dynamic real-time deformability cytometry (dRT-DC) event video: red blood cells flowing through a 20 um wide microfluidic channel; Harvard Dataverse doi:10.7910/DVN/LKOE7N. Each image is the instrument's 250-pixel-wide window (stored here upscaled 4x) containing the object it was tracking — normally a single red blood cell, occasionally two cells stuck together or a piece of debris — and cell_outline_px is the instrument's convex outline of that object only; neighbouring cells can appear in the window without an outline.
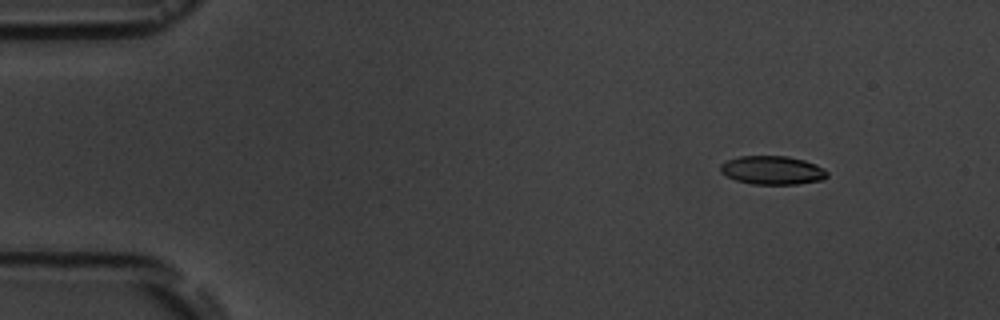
{"species": "common noctule bat (a hibernating species)", "species_latin": "Nyctalus noctula", "temperature_condition": "room temperature", "stored_images_in_passage": 5, "camera_frame_rate_fps": 3000, "um_per_image_px": 0.085, "animal": {"sex": "male", "body_mass_g": 19.5, "forearm_length_mm": 54.6}, "frame": {"image": 1, "passage_image": 2, "time_ms": 1.333, "image_size_px": [1000, 320], "cell_outline_px": [[828, 176], [824, 180], [796, 184], [752, 184], [736, 180], [720, 172], [720, 164], [728, 160], [740, 156], [788, 156], [804, 160], [816, 164], [824, 168], [828, 172]], "centroid_in_image_um": [65.69, 14.47], "position_along_channel_um": 19.3, "area_um2": 17.86}}
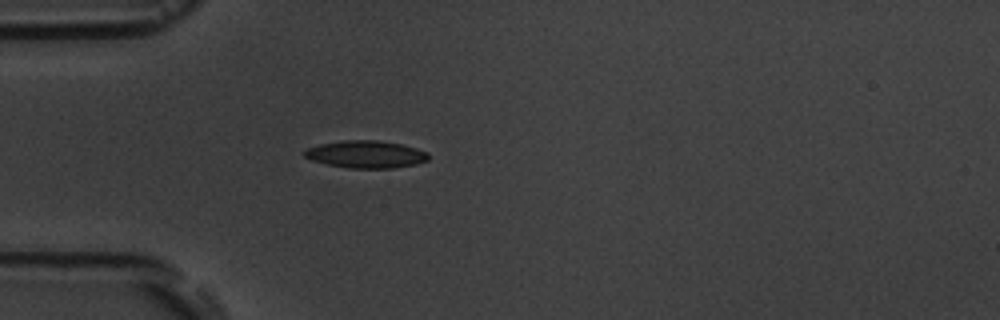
{"frame": {"image": 2, "passage_image": 5, "time_ms": 4.667, "image_size_px": [1000, 320], "cell_outline_px": [[428, 160], [416, 164], [392, 168], [348, 168], [328, 164], [312, 160], [304, 156], [300, 152], [304, 148], [320, 144], [344, 140], [376, 140], [400, 144], [416, 148], [428, 152]], "centroid_in_image_um": [31.06, 13.11], "position_along_channel_um": 53.9, "area_um2": 19.83}}